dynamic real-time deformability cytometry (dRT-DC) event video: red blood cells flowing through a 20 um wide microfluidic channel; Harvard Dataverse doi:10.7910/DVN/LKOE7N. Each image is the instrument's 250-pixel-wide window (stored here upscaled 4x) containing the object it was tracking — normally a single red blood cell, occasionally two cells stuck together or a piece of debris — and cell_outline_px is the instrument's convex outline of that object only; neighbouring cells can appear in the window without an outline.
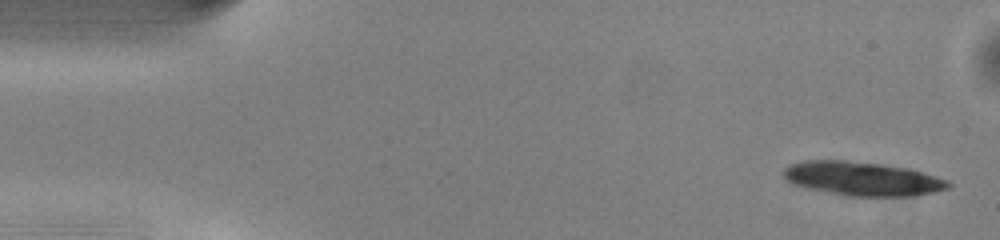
{"species": "common noctule bat (a hibernating species)", "species_latin": "Nyctalus noctula", "temperature_condition": "warm", "stored_images_in_passage": 48, "camera_frame_rate_fps": 3000, "um_per_image_px": 0.085, "animal": {"sex": "male", "body_mass_g": 13.0, "forearm_length_mm": 53.1}, "frame": {"image": 1, "passage_image": 1, "time_ms": 0.0, "image_size_px": [1000, 240], "cell_outline_px": [[952, 184], [948, 188], [916, 196], [848, 196], [812, 188], [796, 184], [788, 180], [784, 176], [784, 168], [788, 164], [804, 160], [844, 160], [880, 164], [908, 168], [936, 176], [948, 180]], "centroid_in_image_um": [73.34, 15.18], "position_along_channel_um": 11.7, "area_um2": 32.19}}
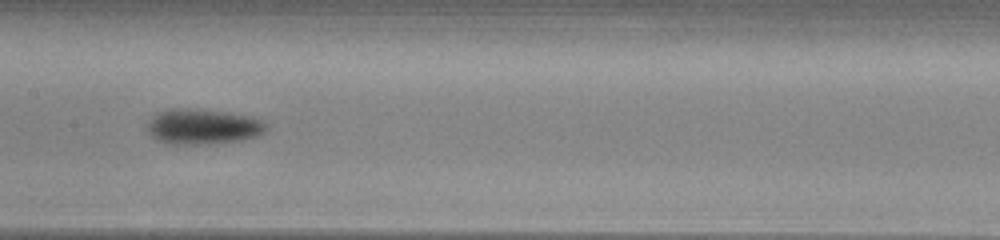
{"frame": {"image": 2, "passage_image": 23, "time_ms": 7.333, "image_size_px": [1000, 240], "cell_outline_px": [[268, 128], [260, 136], [244, 140], [208, 144], [172, 144], [160, 140], [152, 136], [148, 132], [148, 124], [152, 116], [160, 112], [172, 108], [196, 108], [228, 112], [248, 116], [264, 120], [268, 124]], "centroid_in_image_um": [17.32, 10.76], "position_along_channel_um": 190.1, "area_um2": 24.74}}
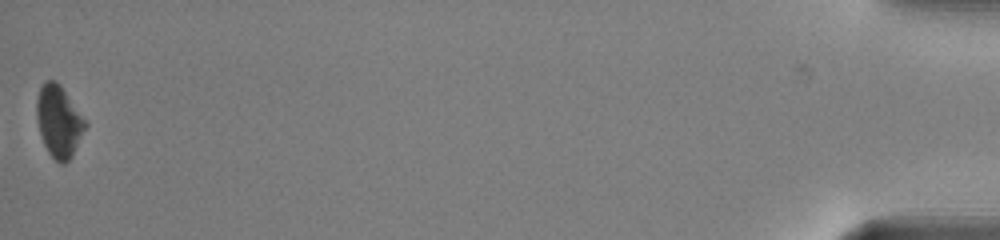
{"frame": {"image": 3, "passage_image": 48, "time_ms": 15.667, "image_size_px": [1000, 240], "cell_outline_px": [[88, 124], [72, 156], [64, 164], [60, 164], [48, 152], [44, 144], [40, 132], [36, 116], [36, 100], [40, 88], [44, 80], [56, 80], [60, 84]], "centroid_in_image_um": [4.99, 10.3], "position_along_channel_um": 430.2, "area_um2": 20.23}, "authors_computed_cell_mechanics": {"area_um2": 22.4264, "velocity_mm_per_s": 4.1431, "shape_relaxation_time_tau1_ms": 2.0783, "shape_relaxation_time_tau2_ms": null, "deformation_change_tau1": 0.0874, "deformation_change_tau2": null}}